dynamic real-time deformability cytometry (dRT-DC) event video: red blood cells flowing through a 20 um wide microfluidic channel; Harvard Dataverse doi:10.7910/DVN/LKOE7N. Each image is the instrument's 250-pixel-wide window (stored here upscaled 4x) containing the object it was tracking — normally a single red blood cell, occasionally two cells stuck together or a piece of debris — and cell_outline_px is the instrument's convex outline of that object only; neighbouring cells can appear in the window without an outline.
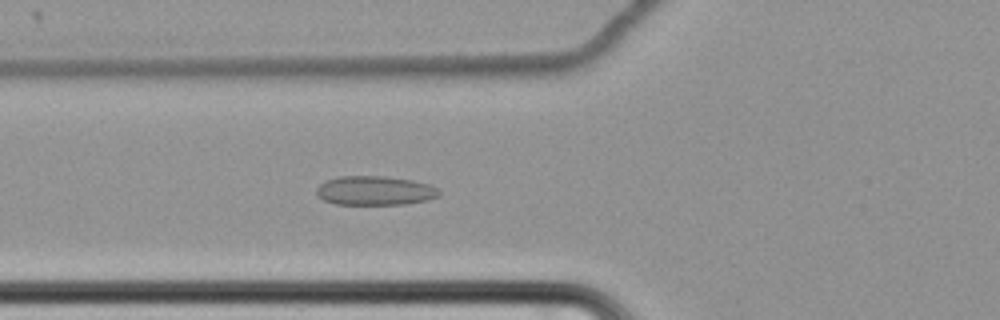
{"species": "common noctule bat (a hibernating species)", "species_latin": "Nyctalus noctula", "temperature_condition": "cold", "stored_images_in_passage": 37, "camera_frame_rate_fps": 3000, "um_per_image_px": 0.085, "animal": {"sex": "female", "body_mass_g": 22.7, "forearm_length_mm": 54.2}, "frame": {"image": 1, "passage_image": 8, "time_ms": 2.333, "image_size_px": [1000, 320], "cell_outline_px": [[440, 196], [428, 200], [404, 204], [336, 204], [324, 200], [316, 196], [316, 188], [320, 184], [328, 180], [340, 176], [384, 176], [412, 180], [428, 184], [436, 188], [440, 192]], "centroid_in_image_um": [31.86, 16.2], "position_along_channel_um": 93.9, "area_um2": 20.81}}
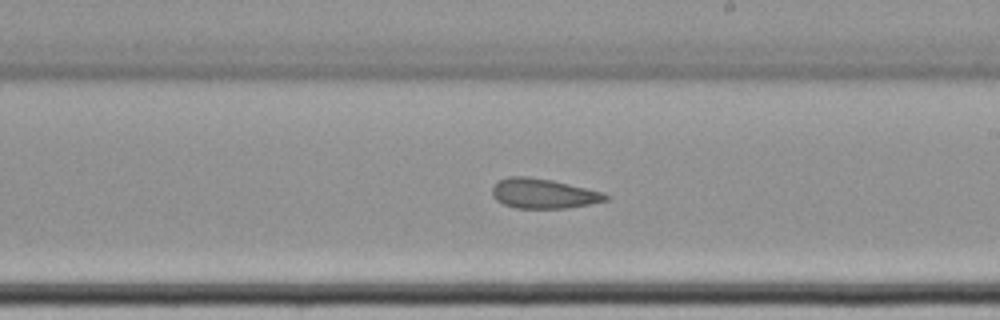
{"frame": {"image": 2, "passage_image": 21, "time_ms": 6.667, "image_size_px": [1000, 320], "cell_outline_px": [[608, 200], [568, 208], [516, 208], [504, 204], [496, 200], [492, 196], [492, 188], [500, 180], [508, 176], [524, 176], [552, 180], [600, 192], [608, 196]], "centroid_in_image_um": [46.14, 16.45], "position_along_channel_um": 242.9, "area_um2": 19.36}}
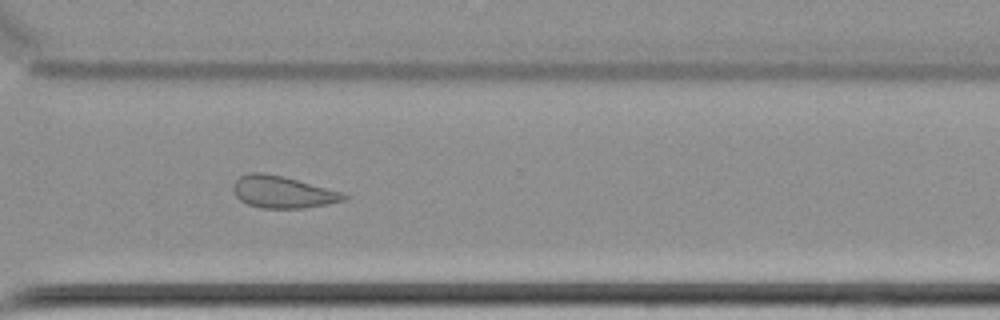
{"frame": {"image": 3, "passage_image": 30, "time_ms": 9.667, "image_size_px": [1000, 320], "cell_outline_px": [[348, 196], [344, 200], [328, 204], [304, 208], [260, 208], [248, 204], [240, 200], [236, 196], [232, 188], [232, 184], [240, 176], [248, 172], [264, 172], [344, 192]], "centroid_in_image_um": [24.0, 16.32], "position_along_channel_um": 346.6, "area_um2": 20.58}, "authors_computed_cell_mechanics": {"area_um2": 19.7676, "velocity_mm_per_s": 3.4373, "shape_relaxation_time_tau1_ms": null, "shape_relaxation_time_tau2_ms": 4.7879, "deformation_change_tau1": null, "deformation_change_tau2": 0.1127}}